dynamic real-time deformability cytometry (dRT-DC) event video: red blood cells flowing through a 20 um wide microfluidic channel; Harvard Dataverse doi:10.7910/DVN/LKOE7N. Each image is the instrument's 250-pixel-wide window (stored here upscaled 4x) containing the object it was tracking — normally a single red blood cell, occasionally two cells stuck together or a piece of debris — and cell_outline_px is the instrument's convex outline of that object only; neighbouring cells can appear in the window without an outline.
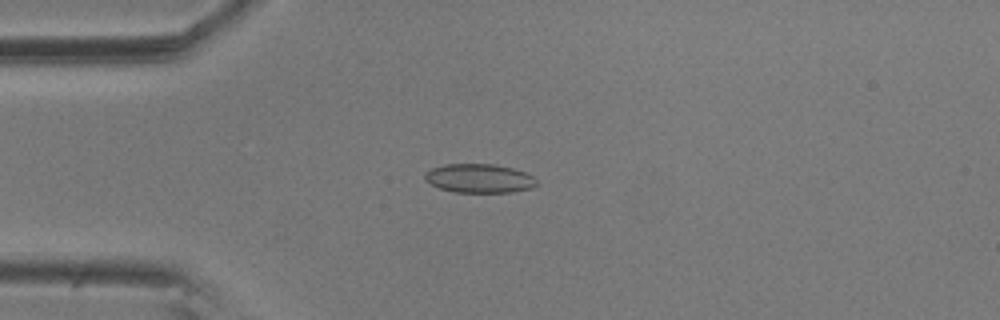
{"species": "common noctule bat (a hibernating species)", "species_latin": "Nyctalus noctula", "temperature_condition": "room temperature", "stored_images_in_passage": 5, "camera_frame_rate_fps": 3000, "um_per_image_px": 0.085, "animal": {"sex": "male", "body_mass_g": 20.5, "forearm_length_mm": 52.5}, "frame": {"image": 1, "passage_image": 4, "time_ms": 1.0, "image_size_px": [1000, 320], "cell_outline_px": [[536, 184], [532, 188], [512, 192], [456, 192], [440, 188], [424, 180], [424, 172], [432, 168], [444, 164], [496, 164], [512, 168], [524, 172], [532, 176], [536, 180]], "centroid_in_image_um": [40.71, 15.15], "position_along_channel_um": 44.3, "area_um2": 18.79}}
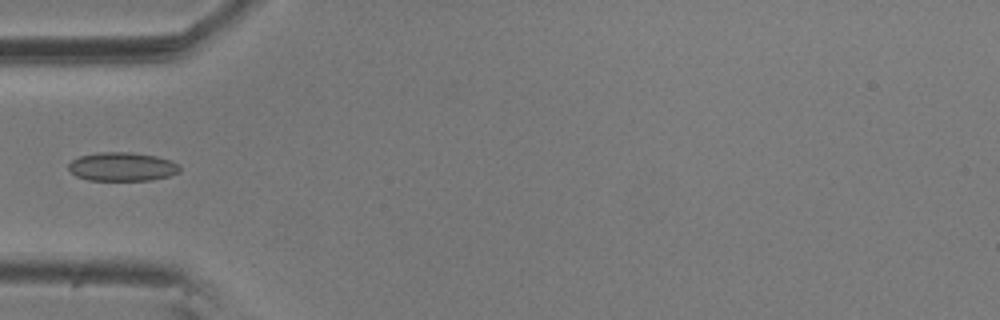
{"frame": {"image": 2, "passage_image": 5, "time_ms": 1.333, "image_size_px": [1000, 320], "cell_outline_px": [[180, 172], [168, 176], [152, 180], [88, 180], [76, 176], [68, 168], [68, 164], [72, 160], [80, 156], [100, 152], [128, 152], [156, 156], [172, 160], [180, 164]], "centroid_in_image_um": [10.41, 14.17], "position_along_channel_um": 74.6, "area_um2": 18.67}}